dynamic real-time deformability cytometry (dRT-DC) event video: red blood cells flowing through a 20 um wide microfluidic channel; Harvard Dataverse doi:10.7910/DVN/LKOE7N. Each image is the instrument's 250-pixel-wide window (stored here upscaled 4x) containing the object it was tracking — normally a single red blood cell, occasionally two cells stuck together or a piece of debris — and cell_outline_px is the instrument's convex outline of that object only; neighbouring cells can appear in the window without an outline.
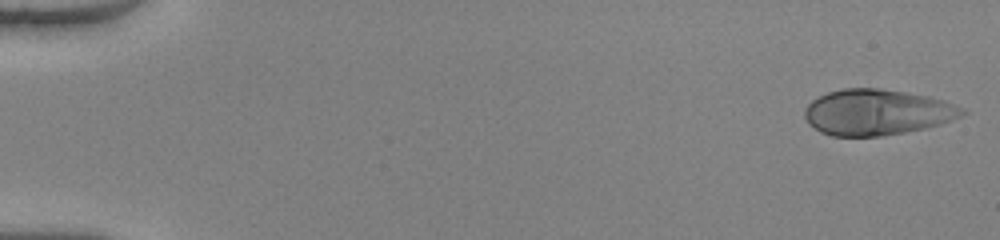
{"species": "human", "species_latin": "Homo sapiens", "temperature_condition": "warm", "stored_images_in_passage": 50, "camera_frame_rate_fps": 3000, "um_per_image_px": 0.085, "donor": {"sex": "female"}, "frame": {"image": 1, "passage_image": 1, "time_ms": 0.0, "image_size_px": [1000, 240], "cell_outline_px": [[968, 112], [952, 120], [940, 124], [924, 128], [884, 136], [832, 136], [820, 132], [808, 124], [804, 116], [804, 108], [812, 100], [828, 92], [844, 88], [880, 88], [928, 96], [944, 100], [964, 108]], "centroid_in_image_um": [74.53, 9.54], "position_along_channel_um": 10.5, "area_um2": 42.14}}
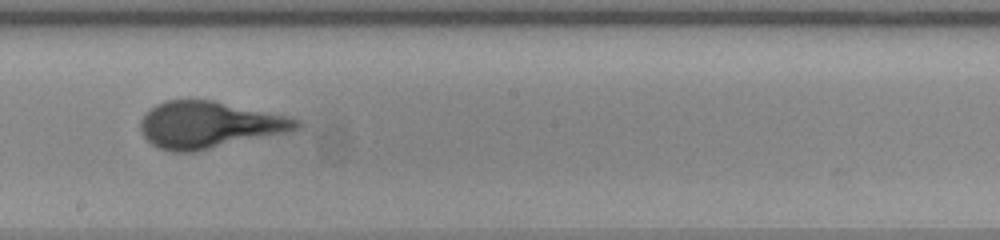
{"frame": {"image": 2, "passage_image": 29, "time_ms": 9.333, "image_size_px": [1000, 240], "cell_outline_px": [[304, 124], [300, 128], [292, 132], [192, 152], [172, 152], [160, 148], [152, 144], [144, 136], [140, 128], [140, 120], [156, 104], [168, 100], [212, 100], [288, 116], [300, 120]], "centroid_in_image_um": [17.84, 10.62], "position_along_channel_um": 230.4, "area_um2": 42.43}}
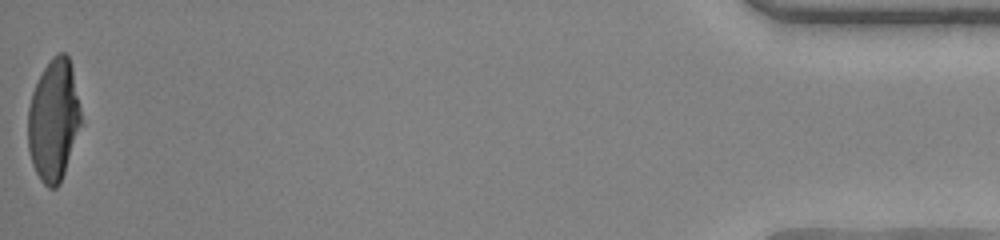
{"frame": {"image": 3, "passage_image": 50, "time_ms": 16.333, "image_size_px": [1000, 240], "cell_outline_px": [[80, 124], [60, 184], [56, 188], [48, 188], [40, 180], [32, 164], [28, 148], [28, 108], [32, 92], [44, 68], [52, 56], [60, 52], [64, 52], [68, 56], [72, 68], [80, 108]], "centroid_in_image_um": [4.53, 10.21], "position_along_channel_um": 430.7, "area_um2": 37.11}, "authors_computed_cell_mechanics": {"area_um2": 40.9513, "velocity_mm_per_s": 4.1103, "shape_relaxation_time_tau1_ms": 5.0481, "shape_relaxation_time_tau2_ms": null, "deformation_change_tau1": 0.2795, "deformation_change_tau2": null}}